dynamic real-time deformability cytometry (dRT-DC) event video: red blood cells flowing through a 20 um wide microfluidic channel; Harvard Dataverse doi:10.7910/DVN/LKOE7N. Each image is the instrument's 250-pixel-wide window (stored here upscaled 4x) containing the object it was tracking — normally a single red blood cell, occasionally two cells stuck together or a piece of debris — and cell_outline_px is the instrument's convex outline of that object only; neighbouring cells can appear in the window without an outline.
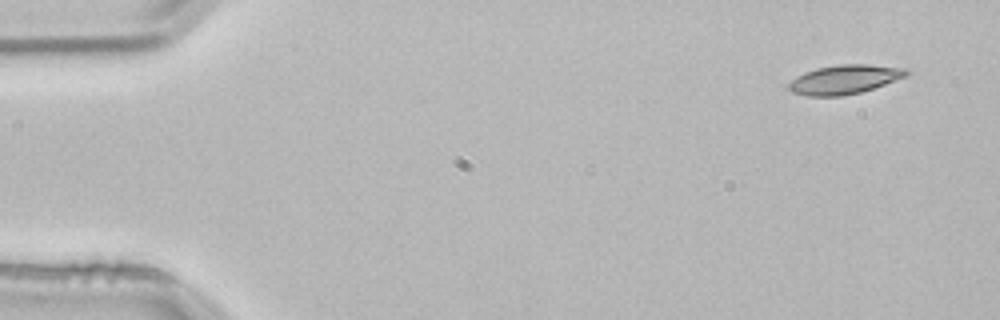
{"species": "common noctule bat (a hibernating species)", "species_latin": "Nyctalus noctula", "temperature_condition": "room temperature", "stored_images_in_passage": 3, "camera_frame_rate_fps": 3000, "um_per_image_px": 0.085, "animal": {"sex": "male", "body_mass_g": 21.5, "forearm_length_mm": 52.0}, "frame": {"image": 1, "passage_image": 1, "time_ms": 0.0, "image_size_px": [1000, 320], "cell_outline_px": [[908, 76], [860, 92], [840, 96], [804, 96], [792, 92], [788, 88], [788, 84], [796, 76], [804, 72], [816, 68], [840, 64], [868, 64], [904, 68], [908, 72]], "centroid_in_image_um": [71.74, 6.75], "position_along_channel_um": 13.3, "area_um2": 19.88}}